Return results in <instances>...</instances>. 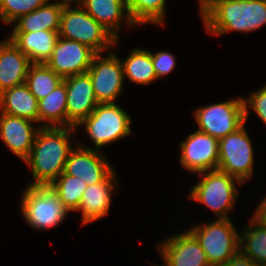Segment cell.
<instances>
[{"mask_svg": "<svg viewBox=\"0 0 266 266\" xmlns=\"http://www.w3.org/2000/svg\"><path fill=\"white\" fill-rule=\"evenodd\" d=\"M221 266H259V264L239 252Z\"/></svg>", "mask_w": 266, "mask_h": 266, "instance_id": "1f68e13d", "label": "cell"}, {"mask_svg": "<svg viewBox=\"0 0 266 266\" xmlns=\"http://www.w3.org/2000/svg\"><path fill=\"white\" fill-rule=\"evenodd\" d=\"M199 174L204 176L192 187L190 199L205 204L214 211L216 217L220 216L219 219H230L226 212L233 209L239 191L234 180L239 184L242 182L218 169Z\"/></svg>", "mask_w": 266, "mask_h": 266, "instance_id": "5b68a950", "label": "cell"}, {"mask_svg": "<svg viewBox=\"0 0 266 266\" xmlns=\"http://www.w3.org/2000/svg\"><path fill=\"white\" fill-rule=\"evenodd\" d=\"M199 241L211 266L226 264L239 253L240 235L230 219L195 226L189 230Z\"/></svg>", "mask_w": 266, "mask_h": 266, "instance_id": "8992f818", "label": "cell"}, {"mask_svg": "<svg viewBox=\"0 0 266 266\" xmlns=\"http://www.w3.org/2000/svg\"><path fill=\"white\" fill-rule=\"evenodd\" d=\"M181 147V165L191 172L217 170L219 160V139L196 130L190 134Z\"/></svg>", "mask_w": 266, "mask_h": 266, "instance_id": "8fae6325", "label": "cell"}, {"mask_svg": "<svg viewBox=\"0 0 266 266\" xmlns=\"http://www.w3.org/2000/svg\"><path fill=\"white\" fill-rule=\"evenodd\" d=\"M244 98L200 107L194 113L200 132L221 139L245 124Z\"/></svg>", "mask_w": 266, "mask_h": 266, "instance_id": "ba28073f", "label": "cell"}, {"mask_svg": "<svg viewBox=\"0 0 266 266\" xmlns=\"http://www.w3.org/2000/svg\"><path fill=\"white\" fill-rule=\"evenodd\" d=\"M251 219L248 228L242 235L240 234L239 252L261 264L266 262V228L253 218Z\"/></svg>", "mask_w": 266, "mask_h": 266, "instance_id": "484cf974", "label": "cell"}, {"mask_svg": "<svg viewBox=\"0 0 266 266\" xmlns=\"http://www.w3.org/2000/svg\"><path fill=\"white\" fill-rule=\"evenodd\" d=\"M67 89L63 80L46 97L38 100V124L41 127H67ZM48 123H45L47 122ZM45 123V124H44Z\"/></svg>", "mask_w": 266, "mask_h": 266, "instance_id": "603a6c76", "label": "cell"}, {"mask_svg": "<svg viewBox=\"0 0 266 266\" xmlns=\"http://www.w3.org/2000/svg\"><path fill=\"white\" fill-rule=\"evenodd\" d=\"M62 81L63 78L45 63H32L25 84L37 100H40L49 95Z\"/></svg>", "mask_w": 266, "mask_h": 266, "instance_id": "d4e9b609", "label": "cell"}, {"mask_svg": "<svg viewBox=\"0 0 266 266\" xmlns=\"http://www.w3.org/2000/svg\"><path fill=\"white\" fill-rule=\"evenodd\" d=\"M124 76L131 82L147 85L157 80L154 70L151 52L143 49H134L129 57L122 62Z\"/></svg>", "mask_w": 266, "mask_h": 266, "instance_id": "cb8c5ba5", "label": "cell"}, {"mask_svg": "<svg viewBox=\"0 0 266 266\" xmlns=\"http://www.w3.org/2000/svg\"><path fill=\"white\" fill-rule=\"evenodd\" d=\"M67 89V127H76L97 107L88 72L63 78Z\"/></svg>", "mask_w": 266, "mask_h": 266, "instance_id": "4fadbf2b", "label": "cell"}, {"mask_svg": "<svg viewBox=\"0 0 266 266\" xmlns=\"http://www.w3.org/2000/svg\"><path fill=\"white\" fill-rule=\"evenodd\" d=\"M101 54L94 55L87 72L98 104L115 103L123 91L125 79L123 65L115 54L110 53L105 58Z\"/></svg>", "mask_w": 266, "mask_h": 266, "instance_id": "30bf717a", "label": "cell"}, {"mask_svg": "<svg viewBox=\"0 0 266 266\" xmlns=\"http://www.w3.org/2000/svg\"><path fill=\"white\" fill-rule=\"evenodd\" d=\"M255 213H266V196L265 198L261 201V203L258 205Z\"/></svg>", "mask_w": 266, "mask_h": 266, "instance_id": "e575fe53", "label": "cell"}, {"mask_svg": "<svg viewBox=\"0 0 266 266\" xmlns=\"http://www.w3.org/2000/svg\"><path fill=\"white\" fill-rule=\"evenodd\" d=\"M32 63L8 37L0 43V93L25 83Z\"/></svg>", "mask_w": 266, "mask_h": 266, "instance_id": "e0dca14e", "label": "cell"}, {"mask_svg": "<svg viewBox=\"0 0 266 266\" xmlns=\"http://www.w3.org/2000/svg\"><path fill=\"white\" fill-rule=\"evenodd\" d=\"M87 186L82 178L73 177L64 172L50 184L69 211L78 210Z\"/></svg>", "mask_w": 266, "mask_h": 266, "instance_id": "83f0119b", "label": "cell"}, {"mask_svg": "<svg viewBox=\"0 0 266 266\" xmlns=\"http://www.w3.org/2000/svg\"><path fill=\"white\" fill-rule=\"evenodd\" d=\"M85 125L95 150L131 134V117L115 103L98 104L78 126Z\"/></svg>", "mask_w": 266, "mask_h": 266, "instance_id": "52a82bcc", "label": "cell"}, {"mask_svg": "<svg viewBox=\"0 0 266 266\" xmlns=\"http://www.w3.org/2000/svg\"><path fill=\"white\" fill-rule=\"evenodd\" d=\"M113 170L99 150L79 145L69 153L64 173L82 178L87 185H92L102 182Z\"/></svg>", "mask_w": 266, "mask_h": 266, "instance_id": "5bb4252c", "label": "cell"}, {"mask_svg": "<svg viewBox=\"0 0 266 266\" xmlns=\"http://www.w3.org/2000/svg\"><path fill=\"white\" fill-rule=\"evenodd\" d=\"M245 107V122L248 117L247 108L251 107L258 117L266 124V85L243 100Z\"/></svg>", "mask_w": 266, "mask_h": 266, "instance_id": "f546056e", "label": "cell"}, {"mask_svg": "<svg viewBox=\"0 0 266 266\" xmlns=\"http://www.w3.org/2000/svg\"><path fill=\"white\" fill-rule=\"evenodd\" d=\"M134 25L163 24L166 0H123Z\"/></svg>", "mask_w": 266, "mask_h": 266, "instance_id": "4316f807", "label": "cell"}, {"mask_svg": "<svg viewBox=\"0 0 266 266\" xmlns=\"http://www.w3.org/2000/svg\"><path fill=\"white\" fill-rule=\"evenodd\" d=\"M76 127H41L35 137L29 156L24 160L32 170L33 183L50 185L65 168L73 149L70 135Z\"/></svg>", "mask_w": 266, "mask_h": 266, "instance_id": "6da1fadb", "label": "cell"}, {"mask_svg": "<svg viewBox=\"0 0 266 266\" xmlns=\"http://www.w3.org/2000/svg\"><path fill=\"white\" fill-rule=\"evenodd\" d=\"M151 57L158 79L173 71L176 64L173 54L162 51L156 54L151 53Z\"/></svg>", "mask_w": 266, "mask_h": 266, "instance_id": "4dcf8cb0", "label": "cell"}, {"mask_svg": "<svg viewBox=\"0 0 266 266\" xmlns=\"http://www.w3.org/2000/svg\"><path fill=\"white\" fill-rule=\"evenodd\" d=\"M67 1L60 0L53 4L48 1L29 14L20 16L12 32L59 31L61 14Z\"/></svg>", "mask_w": 266, "mask_h": 266, "instance_id": "7402d4cb", "label": "cell"}, {"mask_svg": "<svg viewBox=\"0 0 266 266\" xmlns=\"http://www.w3.org/2000/svg\"><path fill=\"white\" fill-rule=\"evenodd\" d=\"M59 31L12 32L10 40L31 63H45L52 55Z\"/></svg>", "mask_w": 266, "mask_h": 266, "instance_id": "d6986e66", "label": "cell"}, {"mask_svg": "<svg viewBox=\"0 0 266 266\" xmlns=\"http://www.w3.org/2000/svg\"><path fill=\"white\" fill-rule=\"evenodd\" d=\"M32 122L1 112L0 137L7 147L23 161L29 156L39 130V128L33 129Z\"/></svg>", "mask_w": 266, "mask_h": 266, "instance_id": "2e32d148", "label": "cell"}, {"mask_svg": "<svg viewBox=\"0 0 266 266\" xmlns=\"http://www.w3.org/2000/svg\"><path fill=\"white\" fill-rule=\"evenodd\" d=\"M86 10L100 25H102L116 40H118L119 27L121 21H125L128 26L134 25L128 9L123 0H74ZM126 15V16H125Z\"/></svg>", "mask_w": 266, "mask_h": 266, "instance_id": "ffe728a7", "label": "cell"}, {"mask_svg": "<svg viewBox=\"0 0 266 266\" xmlns=\"http://www.w3.org/2000/svg\"><path fill=\"white\" fill-rule=\"evenodd\" d=\"M253 148L244 124L235 132L219 139L218 170L241 182L253 173Z\"/></svg>", "mask_w": 266, "mask_h": 266, "instance_id": "9c48e42d", "label": "cell"}, {"mask_svg": "<svg viewBox=\"0 0 266 266\" xmlns=\"http://www.w3.org/2000/svg\"><path fill=\"white\" fill-rule=\"evenodd\" d=\"M116 178L113 170L102 182L87 186L77 210L82 212V225L107 215Z\"/></svg>", "mask_w": 266, "mask_h": 266, "instance_id": "ac0fdd59", "label": "cell"}, {"mask_svg": "<svg viewBox=\"0 0 266 266\" xmlns=\"http://www.w3.org/2000/svg\"><path fill=\"white\" fill-rule=\"evenodd\" d=\"M215 0H199L200 13H202L207 7H209Z\"/></svg>", "mask_w": 266, "mask_h": 266, "instance_id": "836d02e7", "label": "cell"}, {"mask_svg": "<svg viewBox=\"0 0 266 266\" xmlns=\"http://www.w3.org/2000/svg\"><path fill=\"white\" fill-rule=\"evenodd\" d=\"M21 202L22 215L34 229L53 228L69 212L50 185H27Z\"/></svg>", "mask_w": 266, "mask_h": 266, "instance_id": "277c9868", "label": "cell"}, {"mask_svg": "<svg viewBox=\"0 0 266 266\" xmlns=\"http://www.w3.org/2000/svg\"><path fill=\"white\" fill-rule=\"evenodd\" d=\"M50 0H0V19L6 24L29 14Z\"/></svg>", "mask_w": 266, "mask_h": 266, "instance_id": "f1b7e54d", "label": "cell"}, {"mask_svg": "<svg viewBox=\"0 0 266 266\" xmlns=\"http://www.w3.org/2000/svg\"><path fill=\"white\" fill-rule=\"evenodd\" d=\"M74 0L65 3L61 14L59 37L78 41L91 48L96 54L110 49L116 40L78 3L79 8H71Z\"/></svg>", "mask_w": 266, "mask_h": 266, "instance_id": "3957f363", "label": "cell"}, {"mask_svg": "<svg viewBox=\"0 0 266 266\" xmlns=\"http://www.w3.org/2000/svg\"><path fill=\"white\" fill-rule=\"evenodd\" d=\"M252 218L266 228V213H254Z\"/></svg>", "mask_w": 266, "mask_h": 266, "instance_id": "d6a6232c", "label": "cell"}, {"mask_svg": "<svg viewBox=\"0 0 266 266\" xmlns=\"http://www.w3.org/2000/svg\"><path fill=\"white\" fill-rule=\"evenodd\" d=\"M0 112L38 122V100L24 83L0 93Z\"/></svg>", "mask_w": 266, "mask_h": 266, "instance_id": "44dd1931", "label": "cell"}, {"mask_svg": "<svg viewBox=\"0 0 266 266\" xmlns=\"http://www.w3.org/2000/svg\"><path fill=\"white\" fill-rule=\"evenodd\" d=\"M96 53L78 41L59 37L45 64L62 78L87 72Z\"/></svg>", "mask_w": 266, "mask_h": 266, "instance_id": "7c38bea8", "label": "cell"}, {"mask_svg": "<svg viewBox=\"0 0 266 266\" xmlns=\"http://www.w3.org/2000/svg\"><path fill=\"white\" fill-rule=\"evenodd\" d=\"M201 16L212 34L251 32L266 25V0H215Z\"/></svg>", "mask_w": 266, "mask_h": 266, "instance_id": "7a4b0ae2", "label": "cell"}, {"mask_svg": "<svg viewBox=\"0 0 266 266\" xmlns=\"http://www.w3.org/2000/svg\"><path fill=\"white\" fill-rule=\"evenodd\" d=\"M162 266H211L197 238L188 230L158 245Z\"/></svg>", "mask_w": 266, "mask_h": 266, "instance_id": "9a60e30c", "label": "cell"}, {"mask_svg": "<svg viewBox=\"0 0 266 266\" xmlns=\"http://www.w3.org/2000/svg\"><path fill=\"white\" fill-rule=\"evenodd\" d=\"M259 266H266V262L259 264Z\"/></svg>", "mask_w": 266, "mask_h": 266, "instance_id": "d590c367", "label": "cell"}]
</instances>
